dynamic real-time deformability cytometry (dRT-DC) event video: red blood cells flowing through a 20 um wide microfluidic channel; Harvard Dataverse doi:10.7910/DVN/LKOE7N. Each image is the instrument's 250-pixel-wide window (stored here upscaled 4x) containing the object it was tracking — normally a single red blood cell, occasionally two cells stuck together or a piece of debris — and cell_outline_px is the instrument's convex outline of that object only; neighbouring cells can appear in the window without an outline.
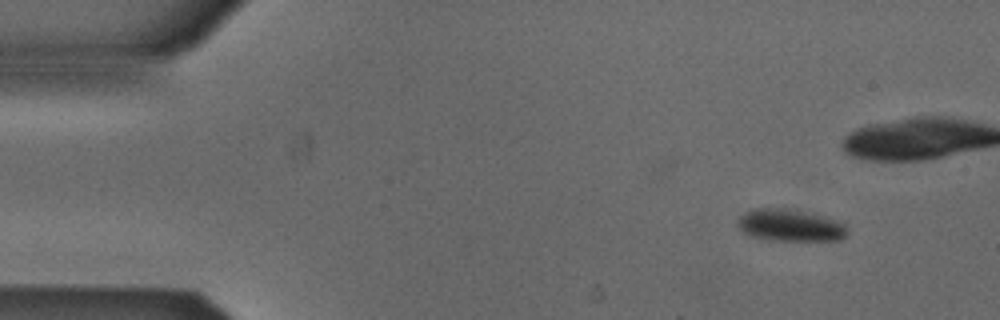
{"species": "Egyptian fruit bat (a non-hibernating species)", "species_latin": "Rousettus aegyptiacus", "temperature_condition": "cold", "stored_images_in_passage": 8, "camera_frame_rate_fps": 3000, "um_per_image_px": 0.085, "animal": {"sex": "male"}, "frame": {"image": 1, "passage_image": 1, "time_ms": 0.0, "image_size_px": [1000, 320], "cell_outline_px": [[848, 232], [840, 240], [772, 240], [748, 236], [736, 224], [740, 216], [744, 212], [756, 208], [780, 208], [820, 216], [844, 224]], "centroid_in_image_um": [67.09, 19.17], "position_along_channel_um": 17.9, "area_um2": 19.94}}
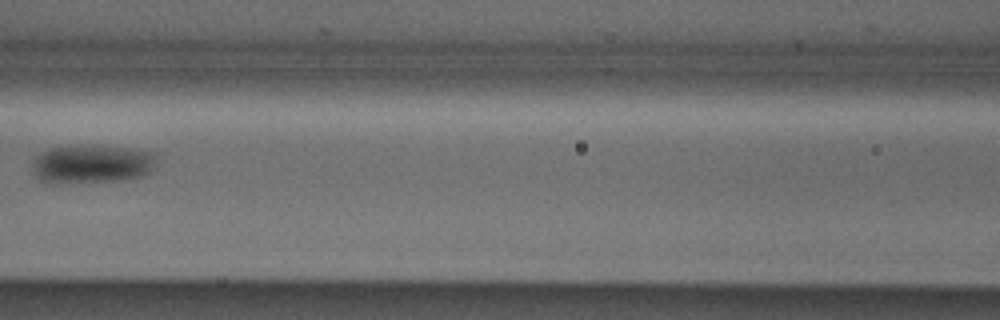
{"frame": {"image": 2, "passage_image": 7, "time_ms": 2.0, "image_size_px": [1000, 320], "cell_outline_px": [[156, 156], [148, 172], [140, 176], [124, 180], [72, 184], [44, 184], [32, 172], [32, 164], [36, 156], [40, 152], [48, 148], [68, 144], [76, 144], [120, 148], [156, 152]], "centroid_in_image_um": [7.67, 13.96], "position_along_channel_um": 158.9, "area_um2": 28.55}}
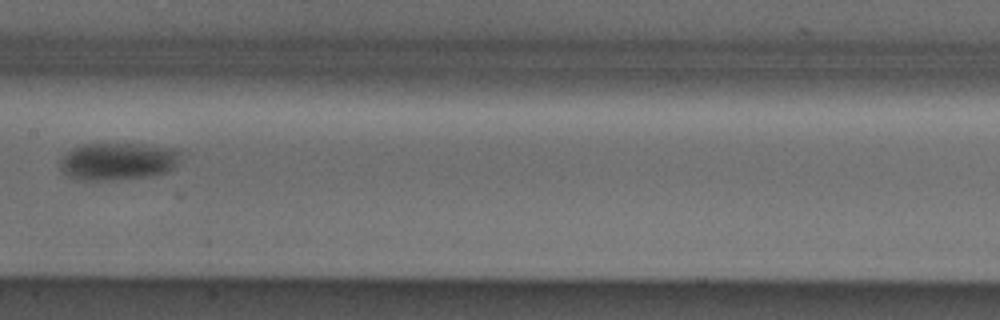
{"frame": {"image": 3, "passage_image": 8, "time_ms": 2.333, "image_size_px": [1000, 320], "cell_outline_px": [[180, 152], [176, 164], [168, 172], [148, 176], [108, 180], [76, 180], [68, 176], [60, 168], [60, 160], [72, 148], [84, 144], [140, 144], [172, 148]], "centroid_in_image_um": [9.98, 13.72], "position_along_channel_um": 197.4, "area_um2": 26.01}}